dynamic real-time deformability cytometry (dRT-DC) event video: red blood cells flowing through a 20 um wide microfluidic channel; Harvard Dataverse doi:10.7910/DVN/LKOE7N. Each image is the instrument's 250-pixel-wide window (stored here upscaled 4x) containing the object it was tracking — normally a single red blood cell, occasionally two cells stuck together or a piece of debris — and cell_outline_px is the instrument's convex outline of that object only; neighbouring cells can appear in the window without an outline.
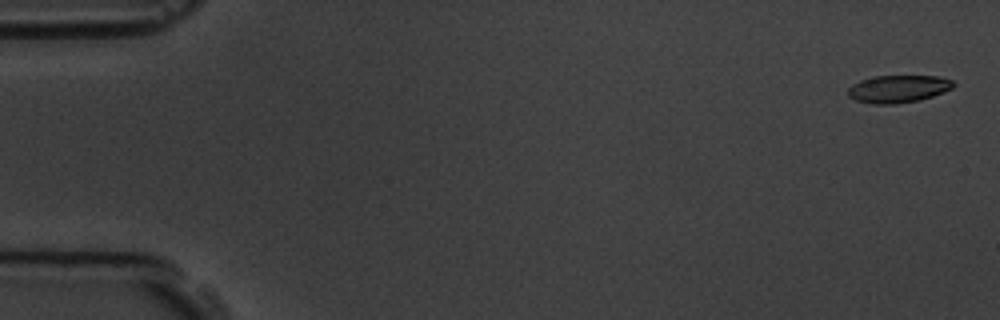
{"species": "common noctule bat (a hibernating species)", "species_latin": "Nyctalus noctula", "temperature_condition": "room temperature", "stored_images_in_passage": 9, "camera_frame_rate_fps": 3000, "um_per_image_px": 0.085, "animal": {"sex": "male", "body_mass_g": 19.5, "forearm_length_mm": 54.6}, "frame": {"image": 1, "passage_image": 1, "time_ms": 0.0, "image_size_px": [1000, 320], "cell_outline_px": [[956, 84], [952, 88], [944, 92], [920, 100], [896, 104], [872, 104], [856, 100], [848, 96], [848, 88], [852, 84], [860, 80], [876, 76], [940, 76], [952, 80]], "centroid_in_image_um": [76.36, 7.55], "position_along_channel_um": 8.6, "area_um2": 16.99}}
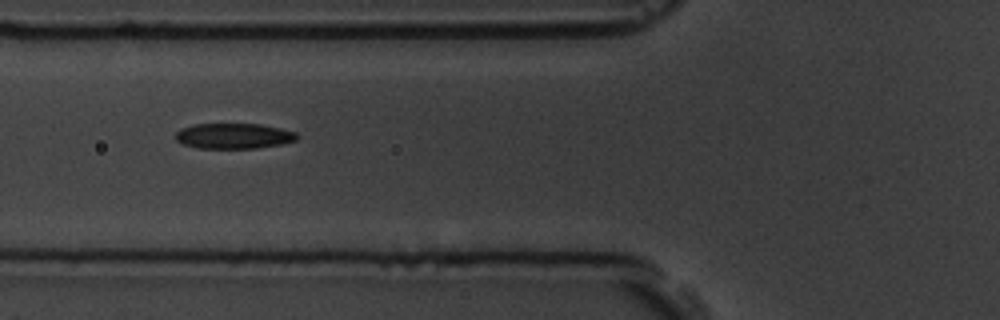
{"frame": {"image": 2, "passage_image": 7, "time_ms": 6.667, "image_size_px": [1000, 320], "cell_outline_px": [[296, 140], [284, 144], [256, 148], [196, 148], [184, 144], [176, 140], [176, 132], [180, 128], [192, 124], [260, 124], [280, 128], [296, 132]], "centroid_in_image_um": [19.85, 11.55], "position_along_channel_um": 105.9, "area_um2": 18.03}}
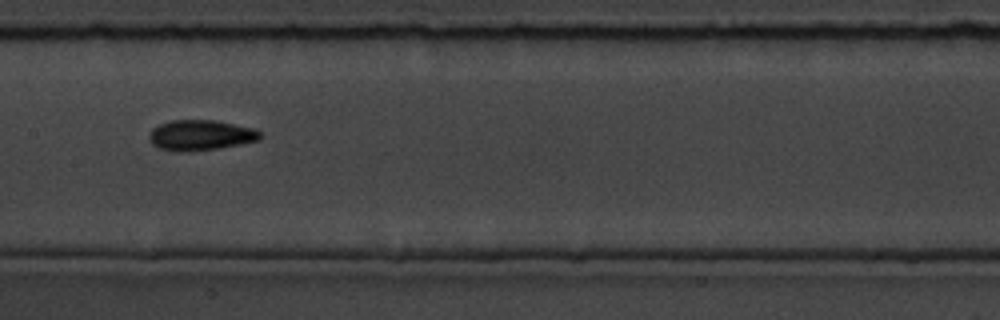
{"frame": {"image": 3, "passage_image": 9, "time_ms": 9.0, "image_size_px": [1000, 320], "cell_outline_px": [[264, 136], [260, 140], [240, 144], [216, 148], [180, 152], [160, 148], [152, 144], [148, 140], [148, 136], [152, 128], [160, 124], [172, 120], [216, 120], [256, 128]], "centroid_in_image_um": [17.07, 11.48], "position_along_channel_um": 190.3, "area_um2": 19.77}}